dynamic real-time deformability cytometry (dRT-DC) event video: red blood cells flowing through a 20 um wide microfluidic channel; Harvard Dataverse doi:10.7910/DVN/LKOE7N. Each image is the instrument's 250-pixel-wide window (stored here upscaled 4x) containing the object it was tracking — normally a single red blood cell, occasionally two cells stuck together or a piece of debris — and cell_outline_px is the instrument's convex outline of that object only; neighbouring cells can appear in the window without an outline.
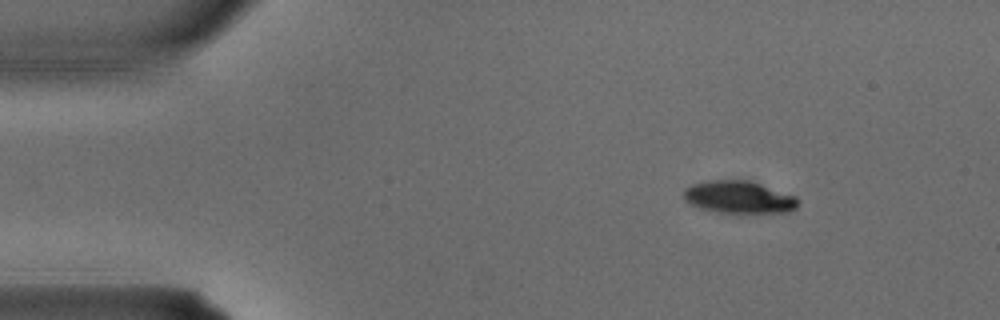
{"species": "common noctule bat (a hibernating species)", "species_latin": "Nyctalus noctula", "temperature_condition": "warm", "stored_images_in_passage": 2, "camera_frame_rate_fps": 3000, "um_per_image_px": 0.085, "animal": {"sex": "male", "body_mass_g": 15.6}, "frame": {"image": 1, "passage_image": 1, "time_ms": 0.0, "image_size_px": [1000, 320], "cell_outline_px": [[800, 200], [796, 208], [788, 212], [744, 216], [716, 212], [700, 208], [684, 200], [684, 188], [692, 184], [708, 180], [748, 180], [796, 196]], "centroid_in_image_um": [62.84, 16.81], "position_along_channel_um": 22.2, "area_um2": 22.48}}